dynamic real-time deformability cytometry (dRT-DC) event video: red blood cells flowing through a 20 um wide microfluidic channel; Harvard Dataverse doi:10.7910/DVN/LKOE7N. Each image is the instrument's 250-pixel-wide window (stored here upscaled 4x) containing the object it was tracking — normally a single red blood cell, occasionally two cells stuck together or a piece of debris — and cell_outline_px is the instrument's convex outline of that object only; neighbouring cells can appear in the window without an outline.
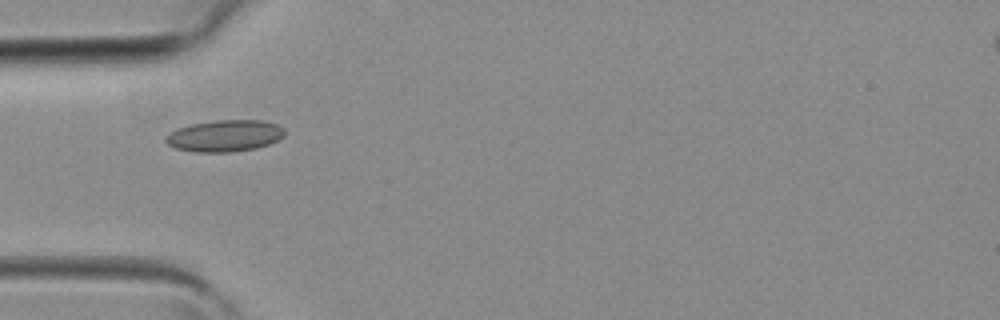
{"species": "common noctule bat (a hibernating species)", "species_latin": "Nyctalus noctula", "temperature_condition": "room temperature", "stored_images_in_passage": 3, "camera_frame_rate_fps": 3000, "um_per_image_px": 0.085, "animal": {"sex": "female", "body_mass_g": 19.3, "forearm_length_mm": 54.1}, "frame": {"image": 1, "passage_image": 2, "time_ms": 0.333, "image_size_px": [1000, 320], "cell_outline_px": [[284, 136], [268, 144], [256, 148], [232, 152], [196, 152], [176, 148], [168, 144], [164, 140], [164, 136], [176, 128], [192, 124], [212, 120], [264, 120], [276, 124], [284, 128]], "centroid_in_image_um": [19.08, 11.53], "position_along_channel_um": 65.9, "area_um2": 22.02}}
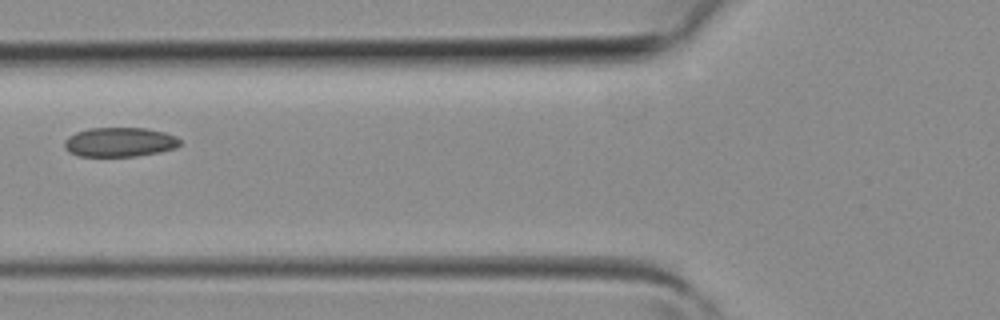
{"frame": {"image": 2, "passage_image": 3, "time_ms": 0.667, "image_size_px": [1000, 320], "cell_outline_px": [[180, 144], [176, 148], [160, 152], [136, 156], [80, 156], [68, 152], [64, 148], [64, 140], [68, 136], [76, 132], [88, 128], [148, 128], [164, 132], [176, 136], [180, 140]], "centroid_in_image_um": [10.16, 12.07], "position_along_channel_um": 115.6, "area_um2": 19.94}}